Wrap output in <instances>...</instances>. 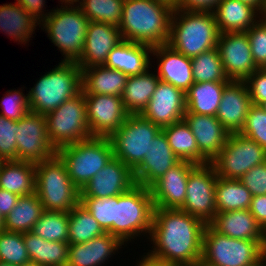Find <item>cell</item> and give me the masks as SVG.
Wrapping results in <instances>:
<instances>
[{
  "mask_svg": "<svg viewBox=\"0 0 266 266\" xmlns=\"http://www.w3.org/2000/svg\"><path fill=\"white\" fill-rule=\"evenodd\" d=\"M206 223L180 209L154 208L146 254L167 265L199 266Z\"/></svg>",
  "mask_w": 266,
  "mask_h": 266,
  "instance_id": "6da1fadb",
  "label": "cell"
},
{
  "mask_svg": "<svg viewBox=\"0 0 266 266\" xmlns=\"http://www.w3.org/2000/svg\"><path fill=\"white\" fill-rule=\"evenodd\" d=\"M174 7L162 0H124L119 30L123 40L166 45Z\"/></svg>",
  "mask_w": 266,
  "mask_h": 266,
  "instance_id": "7a4b0ae2",
  "label": "cell"
},
{
  "mask_svg": "<svg viewBox=\"0 0 266 266\" xmlns=\"http://www.w3.org/2000/svg\"><path fill=\"white\" fill-rule=\"evenodd\" d=\"M219 35L213 12L173 10L168 45L178 53L198 56L216 48Z\"/></svg>",
  "mask_w": 266,
  "mask_h": 266,
  "instance_id": "3957f363",
  "label": "cell"
},
{
  "mask_svg": "<svg viewBox=\"0 0 266 266\" xmlns=\"http://www.w3.org/2000/svg\"><path fill=\"white\" fill-rule=\"evenodd\" d=\"M39 78L27 95L30 111L40 115L46 116L82 92V69L76 62L61 61Z\"/></svg>",
  "mask_w": 266,
  "mask_h": 266,
  "instance_id": "277c9868",
  "label": "cell"
},
{
  "mask_svg": "<svg viewBox=\"0 0 266 266\" xmlns=\"http://www.w3.org/2000/svg\"><path fill=\"white\" fill-rule=\"evenodd\" d=\"M35 193L44 211L70 212L80 203V190L70 179L65 163L56 154L35 164Z\"/></svg>",
  "mask_w": 266,
  "mask_h": 266,
  "instance_id": "5b68a950",
  "label": "cell"
},
{
  "mask_svg": "<svg viewBox=\"0 0 266 266\" xmlns=\"http://www.w3.org/2000/svg\"><path fill=\"white\" fill-rule=\"evenodd\" d=\"M153 212L154 204L149 188L134 185L127 192L118 195L114 212V236L126 247L140 235L149 239Z\"/></svg>",
  "mask_w": 266,
  "mask_h": 266,
  "instance_id": "8992f818",
  "label": "cell"
},
{
  "mask_svg": "<svg viewBox=\"0 0 266 266\" xmlns=\"http://www.w3.org/2000/svg\"><path fill=\"white\" fill-rule=\"evenodd\" d=\"M50 11L39 27L42 26L41 30L64 55L61 61L77 62L82 55L90 21L77 5H61Z\"/></svg>",
  "mask_w": 266,
  "mask_h": 266,
  "instance_id": "52a82bcc",
  "label": "cell"
},
{
  "mask_svg": "<svg viewBox=\"0 0 266 266\" xmlns=\"http://www.w3.org/2000/svg\"><path fill=\"white\" fill-rule=\"evenodd\" d=\"M265 243V240L230 238L207 224L199 266H257L262 262Z\"/></svg>",
  "mask_w": 266,
  "mask_h": 266,
  "instance_id": "ba28073f",
  "label": "cell"
},
{
  "mask_svg": "<svg viewBox=\"0 0 266 266\" xmlns=\"http://www.w3.org/2000/svg\"><path fill=\"white\" fill-rule=\"evenodd\" d=\"M72 182L81 190L114 157L108 137H91L57 149Z\"/></svg>",
  "mask_w": 266,
  "mask_h": 266,
  "instance_id": "9c48e42d",
  "label": "cell"
},
{
  "mask_svg": "<svg viewBox=\"0 0 266 266\" xmlns=\"http://www.w3.org/2000/svg\"><path fill=\"white\" fill-rule=\"evenodd\" d=\"M161 130L141 114H129L121 127L109 137L114 157L134 171Z\"/></svg>",
  "mask_w": 266,
  "mask_h": 266,
  "instance_id": "30bf717a",
  "label": "cell"
},
{
  "mask_svg": "<svg viewBox=\"0 0 266 266\" xmlns=\"http://www.w3.org/2000/svg\"><path fill=\"white\" fill-rule=\"evenodd\" d=\"M48 137L56 148L91 138L84 93L64 101L46 116Z\"/></svg>",
  "mask_w": 266,
  "mask_h": 266,
  "instance_id": "8fae6325",
  "label": "cell"
},
{
  "mask_svg": "<svg viewBox=\"0 0 266 266\" xmlns=\"http://www.w3.org/2000/svg\"><path fill=\"white\" fill-rule=\"evenodd\" d=\"M266 162V150L256 141L231 133L220 153L210 162L217 177L239 180L254 166Z\"/></svg>",
  "mask_w": 266,
  "mask_h": 266,
  "instance_id": "7c38bea8",
  "label": "cell"
},
{
  "mask_svg": "<svg viewBox=\"0 0 266 266\" xmlns=\"http://www.w3.org/2000/svg\"><path fill=\"white\" fill-rule=\"evenodd\" d=\"M16 146V161L36 164L57 154L48 137L46 117L32 111L16 121Z\"/></svg>",
  "mask_w": 266,
  "mask_h": 266,
  "instance_id": "4fadbf2b",
  "label": "cell"
},
{
  "mask_svg": "<svg viewBox=\"0 0 266 266\" xmlns=\"http://www.w3.org/2000/svg\"><path fill=\"white\" fill-rule=\"evenodd\" d=\"M217 175L211 163L196 165L187 180V193L180 210L209 224L216 214Z\"/></svg>",
  "mask_w": 266,
  "mask_h": 266,
  "instance_id": "5bb4252c",
  "label": "cell"
},
{
  "mask_svg": "<svg viewBox=\"0 0 266 266\" xmlns=\"http://www.w3.org/2000/svg\"><path fill=\"white\" fill-rule=\"evenodd\" d=\"M84 98L92 137L109 138L129 115L123 105L122 96L84 94Z\"/></svg>",
  "mask_w": 266,
  "mask_h": 266,
  "instance_id": "9a60e30c",
  "label": "cell"
},
{
  "mask_svg": "<svg viewBox=\"0 0 266 266\" xmlns=\"http://www.w3.org/2000/svg\"><path fill=\"white\" fill-rule=\"evenodd\" d=\"M216 48L229 80L245 81L258 69L246 32L220 33Z\"/></svg>",
  "mask_w": 266,
  "mask_h": 266,
  "instance_id": "2e32d148",
  "label": "cell"
},
{
  "mask_svg": "<svg viewBox=\"0 0 266 266\" xmlns=\"http://www.w3.org/2000/svg\"><path fill=\"white\" fill-rule=\"evenodd\" d=\"M186 112L185 93L168 82L159 80L141 115L163 128L183 119Z\"/></svg>",
  "mask_w": 266,
  "mask_h": 266,
  "instance_id": "e0dca14e",
  "label": "cell"
},
{
  "mask_svg": "<svg viewBox=\"0 0 266 266\" xmlns=\"http://www.w3.org/2000/svg\"><path fill=\"white\" fill-rule=\"evenodd\" d=\"M136 185L133 171L113 157L80 190V197H111L121 195Z\"/></svg>",
  "mask_w": 266,
  "mask_h": 266,
  "instance_id": "ac0fdd59",
  "label": "cell"
},
{
  "mask_svg": "<svg viewBox=\"0 0 266 266\" xmlns=\"http://www.w3.org/2000/svg\"><path fill=\"white\" fill-rule=\"evenodd\" d=\"M196 165L180 161L150 187L154 208L180 209L187 193V180Z\"/></svg>",
  "mask_w": 266,
  "mask_h": 266,
  "instance_id": "d6986e66",
  "label": "cell"
},
{
  "mask_svg": "<svg viewBox=\"0 0 266 266\" xmlns=\"http://www.w3.org/2000/svg\"><path fill=\"white\" fill-rule=\"evenodd\" d=\"M122 40L118 27L103 22L90 21L82 55L76 64L81 69L104 65L109 52Z\"/></svg>",
  "mask_w": 266,
  "mask_h": 266,
  "instance_id": "ffe728a7",
  "label": "cell"
},
{
  "mask_svg": "<svg viewBox=\"0 0 266 266\" xmlns=\"http://www.w3.org/2000/svg\"><path fill=\"white\" fill-rule=\"evenodd\" d=\"M180 161L171 150L164 131L161 130L152 140L141 164L133 171L135 182L149 188Z\"/></svg>",
  "mask_w": 266,
  "mask_h": 266,
  "instance_id": "44dd1931",
  "label": "cell"
},
{
  "mask_svg": "<svg viewBox=\"0 0 266 266\" xmlns=\"http://www.w3.org/2000/svg\"><path fill=\"white\" fill-rule=\"evenodd\" d=\"M252 105L245 81L231 80L223 90L216 117L230 134L239 133Z\"/></svg>",
  "mask_w": 266,
  "mask_h": 266,
  "instance_id": "7402d4cb",
  "label": "cell"
},
{
  "mask_svg": "<svg viewBox=\"0 0 266 266\" xmlns=\"http://www.w3.org/2000/svg\"><path fill=\"white\" fill-rule=\"evenodd\" d=\"M183 119L196 139L199 152L211 162L225 146L230 133L216 116L185 113Z\"/></svg>",
  "mask_w": 266,
  "mask_h": 266,
  "instance_id": "603a6c76",
  "label": "cell"
},
{
  "mask_svg": "<svg viewBox=\"0 0 266 266\" xmlns=\"http://www.w3.org/2000/svg\"><path fill=\"white\" fill-rule=\"evenodd\" d=\"M152 56L157 59L158 78L186 93L194 83L191 58L178 53L168 44L153 47Z\"/></svg>",
  "mask_w": 266,
  "mask_h": 266,
  "instance_id": "cb8c5ba5",
  "label": "cell"
},
{
  "mask_svg": "<svg viewBox=\"0 0 266 266\" xmlns=\"http://www.w3.org/2000/svg\"><path fill=\"white\" fill-rule=\"evenodd\" d=\"M152 49L146 44L122 40L109 52L104 66L119 70L127 76L145 73L154 67L150 61Z\"/></svg>",
  "mask_w": 266,
  "mask_h": 266,
  "instance_id": "d4e9b609",
  "label": "cell"
},
{
  "mask_svg": "<svg viewBox=\"0 0 266 266\" xmlns=\"http://www.w3.org/2000/svg\"><path fill=\"white\" fill-rule=\"evenodd\" d=\"M125 245L110 233L86 243L69 245L67 266H104ZM107 260V261H106Z\"/></svg>",
  "mask_w": 266,
  "mask_h": 266,
  "instance_id": "484cf974",
  "label": "cell"
},
{
  "mask_svg": "<svg viewBox=\"0 0 266 266\" xmlns=\"http://www.w3.org/2000/svg\"><path fill=\"white\" fill-rule=\"evenodd\" d=\"M209 225L218 233L230 238L265 240L264 229L249 209L218 212Z\"/></svg>",
  "mask_w": 266,
  "mask_h": 266,
  "instance_id": "4316f807",
  "label": "cell"
},
{
  "mask_svg": "<svg viewBox=\"0 0 266 266\" xmlns=\"http://www.w3.org/2000/svg\"><path fill=\"white\" fill-rule=\"evenodd\" d=\"M213 14L220 33L247 32L260 19L257 9L239 0H222Z\"/></svg>",
  "mask_w": 266,
  "mask_h": 266,
  "instance_id": "83f0119b",
  "label": "cell"
},
{
  "mask_svg": "<svg viewBox=\"0 0 266 266\" xmlns=\"http://www.w3.org/2000/svg\"><path fill=\"white\" fill-rule=\"evenodd\" d=\"M128 76L104 65L82 69L84 94L122 96Z\"/></svg>",
  "mask_w": 266,
  "mask_h": 266,
  "instance_id": "f1b7e54d",
  "label": "cell"
},
{
  "mask_svg": "<svg viewBox=\"0 0 266 266\" xmlns=\"http://www.w3.org/2000/svg\"><path fill=\"white\" fill-rule=\"evenodd\" d=\"M38 25L40 22L18 3L0 5V30L15 42L24 45L30 42Z\"/></svg>",
  "mask_w": 266,
  "mask_h": 266,
  "instance_id": "f546056e",
  "label": "cell"
},
{
  "mask_svg": "<svg viewBox=\"0 0 266 266\" xmlns=\"http://www.w3.org/2000/svg\"><path fill=\"white\" fill-rule=\"evenodd\" d=\"M149 68L145 73L128 76L122 101L129 114H141L147 107L149 100L157 87L159 78L156 71ZM151 72V73H150Z\"/></svg>",
  "mask_w": 266,
  "mask_h": 266,
  "instance_id": "4dcf8cb0",
  "label": "cell"
},
{
  "mask_svg": "<svg viewBox=\"0 0 266 266\" xmlns=\"http://www.w3.org/2000/svg\"><path fill=\"white\" fill-rule=\"evenodd\" d=\"M30 261L40 266H67L69 243L47 241L32 232L23 233Z\"/></svg>",
  "mask_w": 266,
  "mask_h": 266,
  "instance_id": "1f68e13d",
  "label": "cell"
},
{
  "mask_svg": "<svg viewBox=\"0 0 266 266\" xmlns=\"http://www.w3.org/2000/svg\"><path fill=\"white\" fill-rule=\"evenodd\" d=\"M35 164L9 160L0 169V188L19 196L35 193Z\"/></svg>",
  "mask_w": 266,
  "mask_h": 266,
  "instance_id": "d6a6232c",
  "label": "cell"
},
{
  "mask_svg": "<svg viewBox=\"0 0 266 266\" xmlns=\"http://www.w3.org/2000/svg\"><path fill=\"white\" fill-rule=\"evenodd\" d=\"M229 82L193 83L185 93L186 112L216 116L222 93Z\"/></svg>",
  "mask_w": 266,
  "mask_h": 266,
  "instance_id": "836d02e7",
  "label": "cell"
},
{
  "mask_svg": "<svg viewBox=\"0 0 266 266\" xmlns=\"http://www.w3.org/2000/svg\"><path fill=\"white\" fill-rule=\"evenodd\" d=\"M171 150L181 160L195 165L210 163L200 152L196 139L184 119L162 128Z\"/></svg>",
  "mask_w": 266,
  "mask_h": 266,
  "instance_id": "e575fe53",
  "label": "cell"
},
{
  "mask_svg": "<svg viewBox=\"0 0 266 266\" xmlns=\"http://www.w3.org/2000/svg\"><path fill=\"white\" fill-rule=\"evenodd\" d=\"M43 212V205L36 193L20 196L16 206L4 218V230L15 233L31 232Z\"/></svg>",
  "mask_w": 266,
  "mask_h": 266,
  "instance_id": "d590c367",
  "label": "cell"
},
{
  "mask_svg": "<svg viewBox=\"0 0 266 266\" xmlns=\"http://www.w3.org/2000/svg\"><path fill=\"white\" fill-rule=\"evenodd\" d=\"M252 197L251 192L239 180L217 177L216 213L249 209Z\"/></svg>",
  "mask_w": 266,
  "mask_h": 266,
  "instance_id": "8d00e7d4",
  "label": "cell"
},
{
  "mask_svg": "<svg viewBox=\"0 0 266 266\" xmlns=\"http://www.w3.org/2000/svg\"><path fill=\"white\" fill-rule=\"evenodd\" d=\"M68 214V243L70 245L86 243L106 233L81 203L76 205Z\"/></svg>",
  "mask_w": 266,
  "mask_h": 266,
  "instance_id": "74e56055",
  "label": "cell"
},
{
  "mask_svg": "<svg viewBox=\"0 0 266 266\" xmlns=\"http://www.w3.org/2000/svg\"><path fill=\"white\" fill-rule=\"evenodd\" d=\"M194 83L230 82L225 74L217 48L191 58Z\"/></svg>",
  "mask_w": 266,
  "mask_h": 266,
  "instance_id": "f35d334b",
  "label": "cell"
},
{
  "mask_svg": "<svg viewBox=\"0 0 266 266\" xmlns=\"http://www.w3.org/2000/svg\"><path fill=\"white\" fill-rule=\"evenodd\" d=\"M124 0H79L77 6L89 21L119 27Z\"/></svg>",
  "mask_w": 266,
  "mask_h": 266,
  "instance_id": "ab89813d",
  "label": "cell"
},
{
  "mask_svg": "<svg viewBox=\"0 0 266 266\" xmlns=\"http://www.w3.org/2000/svg\"><path fill=\"white\" fill-rule=\"evenodd\" d=\"M68 212L44 211L31 232L47 241L68 243Z\"/></svg>",
  "mask_w": 266,
  "mask_h": 266,
  "instance_id": "60d3db41",
  "label": "cell"
},
{
  "mask_svg": "<svg viewBox=\"0 0 266 266\" xmlns=\"http://www.w3.org/2000/svg\"><path fill=\"white\" fill-rule=\"evenodd\" d=\"M80 203L92 214L106 233L114 236V212L118 196L80 197Z\"/></svg>",
  "mask_w": 266,
  "mask_h": 266,
  "instance_id": "b9f144b4",
  "label": "cell"
},
{
  "mask_svg": "<svg viewBox=\"0 0 266 266\" xmlns=\"http://www.w3.org/2000/svg\"><path fill=\"white\" fill-rule=\"evenodd\" d=\"M0 262L15 266H23L31 262L23 233L0 231Z\"/></svg>",
  "mask_w": 266,
  "mask_h": 266,
  "instance_id": "7bdbcfd3",
  "label": "cell"
},
{
  "mask_svg": "<svg viewBox=\"0 0 266 266\" xmlns=\"http://www.w3.org/2000/svg\"><path fill=\"white\" fill-rule=\"evenodd\" d=\"M239 133L256 141L266 150V112L261 107L252 105Z\"/></svg>",
  "mask_w": 266,
  "mask_h": 266,
  "instance_id": "ee69618b",
  "label": "cell"
},
{
  "mask_svg": "<svg viewBox=\"0 0 266 266\" xmlns=\"http://www.w3.org/2000/svg\"><path fill=\"white\" fill-rule=\"evenodd\" d=\"M0 115L7 119L18 121L30 111L28 95L23 90H8L0 102Z\"/></svg>",
  "mask_w": 266,
  "mask_h": 266,
  "instance_id": "f6af8a7d",
  "label": "cell"
},
{
  "mask_svg": "<svg viewBox=\"0 0 266 266\" xmlns=\"http://www.w3.org/2000/svg\"><path fill=\"white\" fill-rule=\"evenodd\" d=\"M253 61L258 69L266 67V25L259 19L247 32Z\"/></svg>",
  "mask_w": 266,
  "mask_h": 266,
  "instance_id": "bcb514c9",
  "label": "cell"
},
{
  "mask_svg": "<svg viewBox=\"0 0 266 266\" xmlns=\"http://www.w3.org/2000/svg\"><path fill=\"white\" fill-rule=\"evenodd\" d=\"M0 157L5 161L16 160V121L0 115Z\"/></svg>",
  "mask_w": 266,
  "mask_h": 266,
  "instance_id": "7dc6e473",
  "label": "cell"
},
{
  "mask_svg": "<svg viewBox=\"0 0 266 266\" xmlns=\"http://www.w3.org/2000/svg\"><path fill=\"white\" fill-rule=\"evenodd\" d=\"M239 181L251 192L252 196L266 195V162L254 166Z\"/></svg>",
  "mask_w": 266,
  "mask_h": 266,
  "instance_id": "c3c4849f",
  "label": "cell"
},
{
  "mask_svg": "<svg viewBox=\"0 0 266 266\" xmlns=\"http://www.w3.org/2000/svg\"><path fill=\"white\" fill-rule=\"evenodd\" d=\"M249 95L253 105L259 106L266 101V71L257 69L246 80Z\"/></svg>",
  "mask_w": 266,
  "mask_h": 266,
  "instance_id": "681fc988",
  "label": "cell"
},
{
  "mask_svg": "<svg viewBox=\"0 0 266 266\" xmlns=\"http://www.w3.org/2000/svg\"><path fill=\"white\" fill-rule=\"evenodd\" d=\"M222 0H181L174 9L184 11L213 12Z\"/></svg>",
  "mask_w": 266,
  "mask_h": 266,
  "instance_id": "f907efd6",
  "label": "cell"
},
{
  "mask_svg": "<svg viewBox=\"0 0 266 266\" xmlns=\"http://www.w3.org/2000/svg\"><path fill=\"white\" fill-rule=\"evenodd\" d=\"M20 6H22L29 14H31L40 23L50 14L51 12H45V0H16Z\"/></svg>",
  "mask_w": 266,
  "mask_h": 266,
  "instance_id": "816d5d0a",
  "label": "cell"
},
{
  "mask_svg": "<svg viewBox=\"0 0 266 266\" xmlns=\"http://www.w3.org/2000/svg\"><path fill=\"white\" fill-rule=\"evenodd\" d=\"M249 211L264 229L266 227V195L253 196Z\"/></svg>",
  "mask_w": 266,
  "mask_h": 266,
  "instance_id": "f5cc1de1",
  "label": "cell"
},
{
  "mask_svg": "<svg viewBox=\"0 0 266 266\" xmlns=\"http://www.w3.org/2000/svg\"><path fill=\"white\" fill-rule=\"evenodd\" d=\"M19 195L0 188V215L4 219L18 203Z\"/></svg>",
  "mask_w": 266,
  "mask_h": 266,
  "instance_id": "db71d44e",
  "label": "cell"
},
{
  "mask_svg": "<svg viewBox=\"0 0 266 266\" xmlns=\"http://www.w3.org/2000/svg\"><path fill=\"white\" fill-rule=\"evenodd\" d=\"M143 253V257L141 256V260L139 258V261L137 259V265L135 266H163V263L160 261H157L155 259L150 258L147 254Z\"/></svg>",
  "mask_w": 266,
  "mask_h": 266,
  "instance_id": "11a10c76",
  "label": "cell"
},
{
  "mask_svg": "<svg viewBox=\"0 0 266 266\" xmlns=\"http://www.w3.org/2000/svg\"><path fill=\"white\" fill-rule=\"evenodd\" d=\"M257 9L260 13L266 8V0H239Z\"/></svg>",
  "mask_w": 266,
  "mask_h": 266,
  "instance_id": "9f6ffc18",
  "label": "cell"
},
{
  "mask_svg": "<svg viewBox=\"0 0 266 266\" xmlns=\"http://www.w3.org/2000/svg\"><path fill=\"white\" fill-rule=\"evenodd\" d=\"M59 2H61L62 6L64 5H77L79 0H60Z\"/></svg>",
  "mask_w": 266,
  "mask_h": 266,
  "instance_id": "6f0895ef",
  "label": "cell"
},
{
  "mask_svg": "<svg viewBox=\"0 0 266 266\" xmlns=\"http://www.w3.org/2000/svg\"><path fill=\"white\" fill-rule=\"evenodd\" d=\"M262 262L266 265V243L262 249Z\"/></svg>",
  "mask_w": 266,
  "mask_h": 266,
  "instance_id": "680465c9",
  "label": "cell"
},
{
  "mask_svg": "<svg viewBox=\"0 0 266 266\" xmlns=\"http://www.w3.org/2000/svg\"><path fill=\"white\" fill-rule=\"evenodd\" d=\"M260 19L264 22L266 25V8L260 13Z\"/></svg>",
  "mask_w": 266,
  "mask_h": 266,
  "instance_id": "91938a15",
  "label": "cell"
},
{
  "mask_svg": "<svg viewBox=\"0 0 266 266\" xmlns=\"http://www.w3.org/2000/svg\"><path fill=\"white\" fill-rule=\"evenodd\" d=\"M175 7L181 0H162Z\"/></svg>",
  "mask_w": 266,
  "mask_h": 266,
  "instance_id": "94428289",
  "label": "cell"
},
{
  "mask_svg": "<svg viewBox=\"0 0 266 266\" xmlns=\"http://www.w3.org/2000/svg\"><path fill=\"white\" fill-rule=\"evenodd\" d=\"M3 230H4V219L0 215V231H3Z\"/></svg>",
  "mask_w": 266,
  "mask_h": 266,
  "instance_id": "6125c7cd",
  "label": "cell"
},
{
  "mask_svg": "<svg viewBox=\"0 0 266 266\" xmlns=\"http://www.w3.org/2000/svg\"><path fill=\"white\" fill-rule=\"evenodd\" d=\"M266 112V101L259 105Z\"/></svg>",
  "mask_w": 266,
  "mask_h": 266,
  "instance_id": "be15d7a7",
  "label": "cell"
},
{
  "mask_svg": "<svg viewBox=\"0 0 266 266\" xmlns=\"http://www.w3.org/2000/svg\"><path fill=\"white\" fill-rule=\"evenodd\" d=\"M23 266H40V265H38L36 263H33V262H29V263H27V264H25Z\"/></svg>",
  "mask_w": 266,
  "mask_h": 266,
  "instance_id": "e7e4bbea",
  "label": "cell"
},
{
  "mask_svg": "<svg viewBox=\"0 0 266 266\" xmlns=\"http://www.w3.org/2000/svg\"><path fill=\"white\" fill-rule=\"evenodd\" d=\"M4 162H5V160L2 157H0V169H1Z\"/></svg>",
  "mask_w": 266,
  "mask_h": 266,
  "instance_id": "03108f58",
  "label": "cell"
},
{
  "mask_svg": "<svg viewBox=\"0 0 266 266\" xmlns=\"http://www.w3.org/2000/svg\"><path fill=\"white\" fill-rule=\"evenodd\" d=\"M0 266H15V265H10V264H5L0 262Z\"/></svg>",
  "mask_w": 266,
  "mask_h": 266,
  "instance_id": "003e7915",
  "label": "cell"
},
{
  "mask_svg": "<svg viewBox=\"0 0 266 266\" xmlns=\"http://www.w3.org/2000/svg\"><path fill=\"white\" fill-rule=\"evenodd\" d=\"M163 266H187V265H167V264L163 263Z\"/></svg>",
  "mask_w": 266,
  "mask_h": 266,
  "instance_id": "a7ac6f4b",
  "label": "cell"
},
{
  "mask_svg": "<svg viewBox=\"0 0 266 266\" xmlns=\"http://www.w3.org/2000/svg\"><path fill=\"white\" fill-rule=\"evenodd\" d=\"M264 238H265V241H266V227L264 228Z\"/></svg>",
  "mask_w": 266,
  "mask_h": 266,
  "instance_id": "89a4df30",
  "label": "cell"
},
{
  "mask_svg": "<svg viewBox=\"0 0 266 266\" xmlns=\"http://www.w3.org/2000/svg\"><path fill=\"white\" fill-rule=\"evenodd\" d=\"M257 266H266L263 262H260Z\"/></svg>",
  "mask_w": 266,
  "mask_h": 266,
  "instance_id": "2644e50d",
  "label": "cell"
}]
</instances>
